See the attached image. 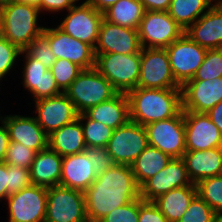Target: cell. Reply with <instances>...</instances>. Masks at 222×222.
Returning a JSON list of instances; mask_svg holds the SVG:
<instances>
[{"instance_id": "cell-37", "label": "cell", "mask_w": 222, "mask_h": 222, "mask_svg": "<svg viewBox=\"0 0 222 222\" xmlns=\"http://www.w3.org/2000/svg\"><path fill=\"white\" fill-rule=\"evenodd\" d=\"M215 211L198 194L177 222H212Z\"/></svg>"}, {"instance_id": "cell-44", "label": "cell", "mask_w": 222, "mask_h": 222, "mask_svg": "<svg viewBox=\"0 0 222 222\" xmlns=\"http://www.w3.org/2000/svg\"><path fill=\"white\" fill-rule=\"evenodd\" d=\"M63 92L58 88L52 71L48 69L42 74L40 80V99L46 97H53Z\"/></svg>"}, {"instance_id": "cell-18", "label": "cell", "mask_w": 222, "mask_h": 222, "mask_svg": "<svg viewBox=\"0 0 222 222\" xmlns=\"http://www.w3.org/2000/svg\"><path fill=\"white\" fill-rule=\"evenodd\" d=\"M196 186L189 178L182 158H172L156 175L148 179L140 187V197L144 201H154L174 188Z\"/></svg>"}, {"instance_id": "cell-40", "label": "cell", "mask_w": 222, "mask_h": 222, "mask_svg": "<svg viewBox=\"0 0 222 222\" xmlns=\"http://www.w3.org/2000/svg\"><path fill=\"white\" fill-rule=\"evenodd\" d=\"M21 51L0 34V80L13 68L17 58L21 55Z\"/></svg>"}, {"instance_id": "cell-9", "label": "cell", "mask_w": 222, "mask_h": 222, "mask_svg": "<svg viewBox=\"0 0 222 222\" xmlns=\"http://www.w3.org/2000/svg\"><path fill=\"white\" fill-rule=\"evenodd\" d=\"M172 75L182 86L192 79L203 63L206 48L194 42L186 33L166 48Z\"/></svg>"}, {"instance_id": "cell-8", "label": "cell", "mask_w": 222, "mask_h": 222, "mask_svg": "<svg viewBox=\"0 0 222 222\" xmlns=\"http://www.w3.org/2000/svg\"><path fill=\"white\" fill-rule=\"evenodd\" d=\"M148 145L145 127L129 120L113 131L106 149L115 164L131 166Z\"/></svg>"}, {"instance_id": "cell-31", "label": "cell", "mask_w": 222, "mask_h": 222, "mask_svg": "<svg viewBox=\"0 0 222 222\" xmlns=\"http://www.w3.org/2000/svg\"><path fill=\"white\" fill-rule=\"evenodd\" d=\"M78 119L81 121L86 146H107L108 141L112 137L114 129H111L100 122L89 119L84 113L78 114Z\"/></svg>"}, {"instance_id": "cell-4", "label": "cell", "mask_w": 222, "mask_h": 222, "mask_svg": "<svg viewBox=\"0 0 222 222\" xmlns=\"http://www.w3.org/2000/svg\"><path fill=\"white\" fill-rule=\"evenodd\" d=\"M64 93L73 102L77 113L82 114L118 92L106 77L92 68L82 70Z\"/></svg>"}, {"instance_id": "cell-26", "label": "cell", "mask_w": 222, "mask_h": 222, "mask_svg": "<svg viewBox=\"0 0 222 222\" xmlns=\"http://www.w3.org/2000/svg\"><path fill=\"white\" fill-rule=\"evenodd\" d=\"M48 147L62 157L82 153L86 144L81 121L76 119L52 132L48 136Z\"/></svg>"}, {"instance_id": "cell-19", "label": "cell", "mask_w": 222, "mask_h": 222, "mask_svg": "<svg viewBox=\"0 0 222 222\" xmlns=\"http://www.w3.org/2000/svg\"><path fill=\"white\" fill-rule=\"evenodd\" d=\"M183 111L207 113L222 101V77L189 80L181 86Z\"/></svg>"}, {"instance_id": "cell-14", "label": "cell", "mask_w": 222, "mask_h": 222, "mask_svg": "<svg viewBox=\"0 0 222 222\" xmlns=\"http://www.w3.org/2000/svg\"><path fill=\"white\" fill-rule=\"evenodd\" d=\"M102 20L103 13L83 1L81 5H75L68 10V15L58 27L66 34L95 48Z\"/></svg>"}, {"instance_id": "cell-47", "label": "cell", "mask_w": 222, "mask_h": 222, "mask_svg": "<svg viewBox=\"0 0 222 222\" xmlns=\"http://www.w3.org/2000/svg\"><path fill=\"white\" fill-rule=\"evenodd\" d=\"M8 196V165L0 162V200Z\"/></svg>"}, {"instance_id": "cell-25", "label": "cell", "mask_w": 222, "mask_h": 222, "mask_svg": "<svg viewBox=\"0 0 222 222\" xmlns=\"http://www.w3.org/2000/svg\"><path fill=\"white\" fill-rule=\"evenodd\" d=\"M63 157L49 147L36 153L31 164L32 184L44 187L60 185Z\"/></svg>"}, {"instance_id": "cell-15", "label": "cell", "mask_w": 222, "mask_h": 222, "mask_svg": "<svg viewBox=\"0 0 222 222\" xmlns=\"http://www.w3.org/2000/svg\"><path fill=\"white\" fill-rule=\"evenodd\" d=\"M186 151L222 148V134L206 113L183 111Z\"/></svg>"}, {"instance_id": "cell-43", "label": "cell", "mask_w": 222, "mask_h": 222, "mask_svg": "<svg viewBox=\"0 0 222 222\" xmlns=\"http://www.w3.org/2000/svg\"><path fill=\"white\" fill-rule=\"evenodd\" d=\"M138 222H168L153 201L138 198Z\"/></svg>"}, {"instance_id": "cell-5", "label": "cell", "mask_w": 222, "mask_h": 222, "mask_svg": "<svg viewBox=\"0 0 222 222\" xmlns=\"http://www.w3.org/2000/svg\"><path fill=\"white\" fill-rule=\"evenodd\" d=\"M95 69L106 77L118 93L137 88L140 75V53L95 54Z\"/></svg>"}, {"instance_id": "cell-11", "label": "cell", "mask_w": 222, "mask_h": 222, "mask_svg": "<svg viewBox=\"0 0 222 222\" xmlns=\"http://www.w3.org/2000/svg\"><path fill=\"white\" fill-rule=\"evenodd\" d=\"M8 222H45L47 206V187L30 185L22 190L9 194Z\"/></svg>"}, {"instance_id": "cell-42", "label": "cell", "mask_w": 222, "mask_h": 222, "mask_svg": "<svg viewBox=\"0 0 222 222\" xmlns=\"http://www.w3.org/2000/svg\"><path fill=\"white\" fill-rule=\"evenodd\" d=\"M32 185L29 169L8 165V195Z\"/></svg>"}, {"instance_id": "cell-36", "label": "cell", "mask_w": 222, "mask_h": 222, "mask_svg": "<svg viewBox=\"0 0 222 222\" xmlns=\"http://www.w3.org/2000/svg\"><path fill=\"white\" fill-rule=\"evenodd\" d=\"M36 153L37 152L31 148H27L20 143L10 141L4 162L10 166H19L30 170Z\"/></svg>"}, {"instance_id": "cell-1", "label": "cell", "mask_w": 222, "mask_h": 222, "mask_svg": "<svg viewBox=\"0 0 222 222\" xmlns=\"http://www.w3.org/2000/svg\"><path fill=\"white\" fill-rule=\"evenodd\" d=\"M89 222H99L115 208L140 197L131 166L115 164L99 174L84 192Z\"/></svg>"}, {"instance_id": "cell-12", "label": "cell", "mask_w": 222, "mask_h": 222, "mask_svg": "<svg viewBox=\"0 0 222 222\" xmlns=\"http://www.w3.org/2000/svg\"><path fill=\"white\" fill-rule=\"evenodd\" d=\"M148 144L172 158H182L186 152L183 110L175 117L144 126Z\"/></svg>"}, {"instance_id": "cell-24", "label": "cell", "mask_w": 222, "mask_h": 222, "mask_svg": "<svg viewBox=\"0 0 222 222\" xmlns=\"http://www.w3.org/2000/svg\"><path fill=\"white\" fill-rule=\"evenodd\" d=\"M84 114L111 129L125 125L129 120V101L125 93H117L107 101L88 109Z\"/></svg>"}, {"instance_id": "cell-10", "label": "cell", "mask_w": 222, "mask_h": 222, "mask_svg": "<svg viewBox=\"0 0 222 222\" xmlns=\"http://www.w3.org/2000/svg\"><path fill=\"white\" fill-rule=\"evenodd\" d=\"M140 88H181L174 79L166 49L142 48L140 53Z\"/></svg>"}, {"instance_id": "cell-32", "label": "cell", "mask_w": 222, "mask_h": 222, "mask_svg": "<svg viewBox=\"0 0 222 222\" xmlns=\"http://www.w3.org/2000/svg\"><path fill=\"white\" fill-rule=\"evenodd\" d=\"M25 54V64L23 69V86L33 95V101L40 99V80L43 73L48 69L34 59L26 50L21 51Z\"/></svg>"}, {"instance_id": "cell-53", "label": "cell", "mask_w": 222, "mask_h": 222, "mask_svg": "<svg viewBox=\"0 0 222 222\" xmlns=\"http://www.w3.org/2000/svg\"><path fill=\"white\" fill-rule=\"evenodd\" d=\"M15 0H0V7Z\"/></svg>"}, {"instance_id": "cell-20", "label": "cell", "mask_w": 222, "mask_h": 222, "mask_svg": "<svg viewBox=\"0 0 222 222\" xmlns=\"http://www.w3.org/2000/svg\"><path fill=\"white\" fill-rule=\"evenodd\" d=\"M201 15L185 33L198 45L206 49L222 48V1Z\"/></svg>"}, {"instance_id": "cell-7", "label": "cell", "mask_w": 222, "mask_h": 222, "mask_svg": "<svg viewBox=\"0 0 222 222\" xmlns=\"http://www.w3.org/2000/svg\"><path fill=\"white\" fill-rule=\"evenodd\" d=\"M184 33L167 11H145L138 28L142 48L166 49Z\"/></svg>"}, {"instance_id": "cell-46", "label": "cell", "mask_w": 222, "mask_h": 222, "mask_svg": "<svg viewBox=\"0 0 222 222\" xmlns=\"http://www.w3.org/2000/svg\"><path fill=\"white\" fill-rule=\"evenodd\" d=\"M146 11H168L171 0H140Z\"/></svg>"}, {"instance_id": "cell-50", "label": "cell", "mask_w": 222, "mask_h": 222, "mask_svg": "<svg viewBox=\"0 0 222 222\" xmlns=\"http://www.w3.org/2000/svg\"><path fill=\"white\" fill-rule=\"evenodd\" d=\"M91 4L97 11L104 12L119 0H85Z\"/></svg>"}, {"instance_id": "cell-22", "label": "cell", "mask_w": 222, "mask_h": 222, "mask_svg": "<svg viewBox=\"0 0 222 222\" xmlns=\"http://www.w3.org/2000/svg\"><path fill=\"white\" fill-rule=\"evenodd\" d=\"M182 159L193 184L208 177L222 175V148L186 151Z\"/></svg>"}, {"instance_id": "cell-29", "label": "cell", "mask_w": 222, "mask_h": 222, "mask_svg": "<svg viewBox=\"0 0 222 222\" xmlns=\"http://www.w3.org/2000/svg\"><path fill=\"white\" fill-rule=\"evenodd\" d=\"M145 11L140 0H119L103 12V18L125 28L138 29Z\"/></svg>"}, {"instance_id": "cell-28", "label": "cell", "mask_w": 222, "mask_h": 222, "mask_svg": "<svg viewBox=\"0 0 222 222\" xmlns=\"http://www.w3.org/2000/svg\"><path fill=\"white\" fill-rule=\"evenodd\" d=\"M172 157L161 150L148 145L131 165L139 187L156 175L171 161Z\"/></svg>"}, {"instance_id": "cell-34", "label": "cell", "mask_w": 222, "mask_h": 222, "mask_svg": "<svg viewBox=\"0 0 222 222\" xmlns=\"http://www.w3.org/2000/svg\"><path fill=\"white\" fill-rule=\"evenodd\" d=\"M222 77V48L207 49L203 63L190 80H212Z\"/></svg>"}, {"instance_id": "cell-23", "label": "cell", "mask_w": 222, "mask_h": 222, "mask_svg": "<svg viewBox=\"0 0 222 222\" xmlns=\"http://www.w3.org/2000/svg\"><path fill=\"white\" fill-rule=\"evenodd\" d=\"M92 167L83 152L63 157L60 185L85 192L97 177Z\"/></svg>"}, {"instance_id": "cell-54", "label": "cell", "mask_w": 222, "mask_h": 222, "mask_svg": "<svg viewBox=\"0 0 222 222\" xmlns=\"http://www.w3.org/2000/svg\"><path fill=\"white\" fill-rule=\"evenodd\" d=\"M3 118H4V116H1V117H0V121H1L0 123L3 122Z\"/></svg>"}, {"instance_id": "cell-21", "label": "cell", "mask_w": 222, "mask_h": 222, "mask_svg": "<svg viewBox=\"0 0 222 222\" xmlns=\"http://www.w3.org/2000/svg\"><path fill=\"white\" fill-rule=\"evenodd\" d=\"M3 122L10 141L20 143L37 153L48 147V135L37 123L36 118L21 115H6Z\"/></svg>"}, {"instance_id": "cell-51", "label": "cell", "mask_w": 222, "mask_h": 222, "mask_svg": "<svg viewBox=\"0 0 222 222\" xmlns=\"http://www.w3.org/2000/svg\"><path fill=\"white\" fill-rule=\"evenodd\" d=\"M16 2L32 4L38 6L40 4V0H15Z\"/></svg>"}, {"instance_id": "cell-13", "label": "cell", "mask_w": 222, "mask_h": 222, "mask_svg": "<svg viewBox=\"0 0 222 222\" xmlns=\"http://www.w3.org/2000/svg\"><path fill=\"white\" fill-rule=\"evenodd\" d=\"M42 35L48 40L56 59H67L83 70L95 68L94 48L66 34L58 26L44 27Z\"/></svg>"}, {"instance_id": "cell-3", "label": "cell", "mask_w": 222, "mask_h": 222, "mask_svg": "<svg viewBox=\"0 0 222 222\" xmlns=\"http://www.w3.org/2000/svg\"><path fill=\"white\" fill-rule=\"evenodd\" d=\"M39 8L32 4L12 1L0 7V34L25 50L43 33L44 26H38Z\"/></svg>"}, {"instance_id": "cell-38", "label": "cell", "mask_w": 222, "mask_h": 222, "mask_svg": "<svg viewBox=\"0 0 222 222\" xmlns=\"http://www.w3.org/2000/svg\"><path fill=\"white\" fill-rule=\"evenodd\" d=\"M84 155L92 163V170L96 176L102 174L115 165L106 147H89L83 150Z\"/></svg>"}, {"instance_id": "cell-33", "label": "cell", "mask_w": 222, "mask_h": 222, "mask_svg": "<svg viewBox=\"0 0 222 222\" xmlns=\"http://www.w3.org/2000/svg\"><path fill=\"white\" fill-rule=\"evenodd\" d=\"M196 187L197 194L215 212L222 211V175L202 179L196 184Z\"/></svg>"}, {"instance_id": "cell-16", "label": "cell", "mask_w": 222, "mask_h": 222, "mask_svg": "<svg viewBox=\"0 0 222 222\" xmlns=\"http://www.w3.org/2000/svg\"><path fill=\"white\" fill-rule=\"evenodd\" d=\"M35 108L37 123L48 136L78 119L75 106L65 93L35 100Z\"/></svg>"}, {"instance_id": "cell-2", "label": "cell", "mask_w": 222, "mask_h": 222, "mask_svg": "<svg viewBox=\"0 0 222 222\" xmlns=\"http://www.w3.org/2000/svg\"><path fill=\"white\" fill-rule=\"evenodd\" d=\"M130 121L142 126L177 116L182 110L181 88H140L127 94Z\"/></svg>"}, {"instance_id": "cell-49", "label": "cell", "mask_w": 222, "mask_h": 222, "mask_svg": "<svg viewBox=\"0 0 222 222\" xmlns=\"http://www.w3.org/2000/svg\"><path fill=\"white\" fill-rule=\"evenodd\" d=\"M222 134V101L206 113Z\"/></svg>"}, {"instance_id": "cell-30", "label": "cell", "mask_w": 222, "mask_h": 222, "mask_svg": "<svg viewBox=\"0 0 222 222\" xmlns=\"http://www.w3.org/2000/svg\"><path fill=\"white\" fill-rule=\"evenodd\" d=\"M218 0H171L168 14L185 31Z\"/></svg>"}, {"instance_id": "cell-45", "label": "cell", "mask_w": 222, "mask_h": 222, "mask_svg": "<svg viewBox=\"0 0 222 222\" xmlns=\"http://www.w3.org/2000/svg\"><path fill=\"white\" fill-rule=\"evenodd\" d=\"M79 0H40V4L37 6L39 11L58 12L66 9L67 11L75 6Z\"/></svg>"}, {"instance_id": "cell-35", "label": "cell", "mask_w": 222, "mask_h": 222, "mask_svg": "<svg viewBox=\"0 0 222 222\" xmlns=\"http://www.w3.org/2000/svg\"><path fill=\"white\" fill-rule=\"evenodd\" d=\"M50 70L58 88L64 93L83 69L67 59H56Z\"/></svg>"}, {"instance_id": "cell-52", "label": "cell", "mask_w": 222, "mask_h": 222, "mask_svg": "<svg viewBox=\"0 0 222 222\" xmlns=\"http://www.w3.org/2000/svg\"><path fill=\"white\" fill-rule=\"evenodd\" d=\"M212 222H222V211L215 212L214 218Z\"/></svg>"}, {"instance_id": "cell-17", "label": "cell", "mask_w": 222, "mask_h": 222, "mask_svg": "<svg viewBox=\"0 0 222 222\" xmlns=\"http://www.w3.org/2000/svg\"><path fill=\"white\" fill-rule=\"evenodd\" d=\"M141 50L138 29L125 28L103 18L94 48L95 54H135L141 53Z\"/></svg>"}, {"instance_id": "cell-27", "label": "cell", "mask_w": 222, "mask_h": 222, "mask_svg": "<svg viewBox=\"0 0 222 222\" xmlns=\"http://www.w3.org/2000/svg\"><path fill=\"white\" fill-rule=\"evenodd\" d=\"M197 195L196 186L174 188L160 195L153 202L168 222H177L184 215L193 198Z\"/></svg>"}, {"instance_id": "cell-39", "label": "cell", "mask_w": 222, "mask_h": 222, "mask_svg": "<svg viewBox=\"0 0 222 222\" xmlns=\"http://www.w3.org/2000/svg\"><path fill=\"white\" fill-rule=\"evenodd\" d=\"M25 50L34 59L45 65L47 69H51L56 61V57L51 50L50 44L43 35L36 38Z\"/></svg>"}, {"instance_id": "cell-6", "label": "cell", "mask_w": 222, "mask_h": 222, "mask_svg": "<svg viewBox=\"0 0 222 222\" xmlns=\"http://www.w3.org/2000/svg\"><path fill=\"white\" fill-rule=\"evenodd\" d=\"M45 222H89L84 192L61 185L48 187Z\"/></svg>"}, {"instance_id": "cell-48", "label": "cell", "mask_w": 222, "mask_h": 222, "mask_svg": "<svg viewBox=\"0 0 222 222\" xmlns=\"http://www.w3.org/2000/svg\"><path fill=\"white\" fill-rule=\"evenodd\" d=\"M0 126V162H4L7 148L10 144L9 133L4 122Z\"/></svg>"}, {"instance_id": "cell-41", "label": "cell", "mask_w": 222, "mask_h": 222, "mask_svg": "<svg viewBox=\"0 0 222 222\" xmlns=\"http://www.w3.org/2000/svg\"><path fill=\"white\" fill-rule=\"evenodd\" d=\"M138 199L115 208L99 222H138Z\"/></svg>"}]
</instances>
